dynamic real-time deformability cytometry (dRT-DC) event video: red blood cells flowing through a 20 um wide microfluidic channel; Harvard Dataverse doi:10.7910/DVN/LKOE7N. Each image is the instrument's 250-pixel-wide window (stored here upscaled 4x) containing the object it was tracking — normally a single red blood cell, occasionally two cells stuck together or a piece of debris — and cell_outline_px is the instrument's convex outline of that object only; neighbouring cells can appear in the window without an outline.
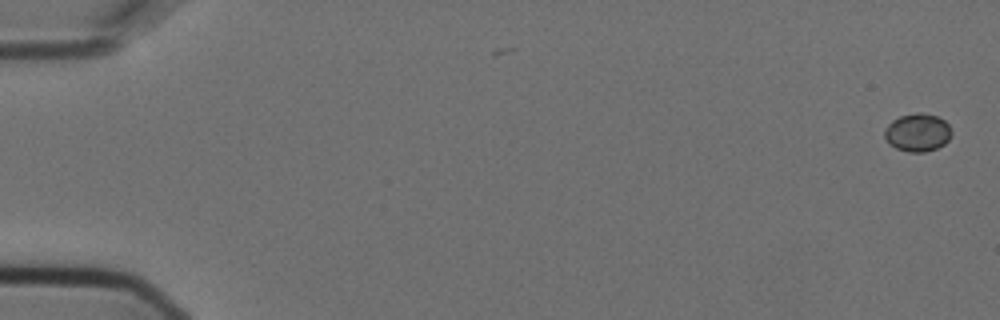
{"species": "Egyptian fruit bat (a non-hibernating species)", "species_latin": "Rousettus aegyptiacus", "temperature_condition": "cold", "stored_images_in_passage": 21, "camera_frame_rate_fps": 3000, "um_per_image_px": 0.085, "animal": {"sex": "female"}, "frame": {"image": 1, "passage_image": 1, "time_ms": 0.0, "image_size_px": [1000, 320], "cell_outline_px": [[952, 132], [948, 140], [944, 144], [936, 148], [924, 152], [908, 152], [896, 148], [888, 144], [884, 136], [884, 132], [888, 124], [892, 120], [900, 116], [916, 112], [920, 112], [936, 116], [944, 120], [948, 124]], "centroid_in_image_um": [77.97, 11.26], "position_along_channel_um": 7.0, "area_um2": 14.85}}
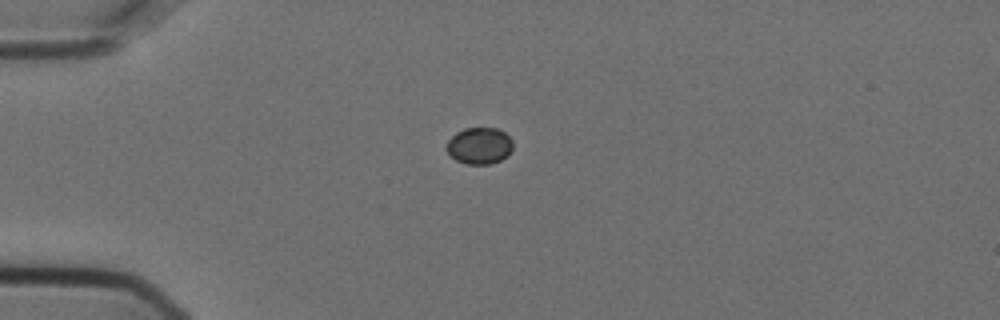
{"frame": {"image": 2, "passage_image": 15, "time_ms": 4.667, "image_size_px": [1000, 320], "cell_outline_px": [[512, 148], [508, 156], [492, 164], [468, 164], [456, 160], [444, 148], [444, 144], [456, 132], [464, 128], [496, 128], [504, 132], [512, 140]], "centroid_in_image_um": [40.73, 12.39], "position_along_channel_um": 44.3, "area_um2": 14.28}}
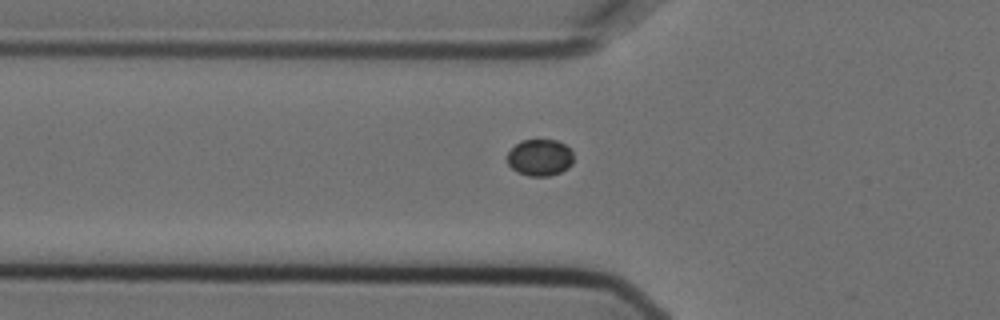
{"frame": {"image": 3, "passage_image": 20, "time_ms": 6.333, "image_size_px": [1000, 320], "cell_outline_px": [[572, 164], [568, 168], [560, 172], [548, 176], [528, 176], [516, 172], [508, 164], [508, 152], [520, 140], [556, 140], [564, 144], [572, 152]], "centroid_in_image_um": [45.87, 13.4], "position_along_channel_um": 79.9, "area_um2": 14.1}}